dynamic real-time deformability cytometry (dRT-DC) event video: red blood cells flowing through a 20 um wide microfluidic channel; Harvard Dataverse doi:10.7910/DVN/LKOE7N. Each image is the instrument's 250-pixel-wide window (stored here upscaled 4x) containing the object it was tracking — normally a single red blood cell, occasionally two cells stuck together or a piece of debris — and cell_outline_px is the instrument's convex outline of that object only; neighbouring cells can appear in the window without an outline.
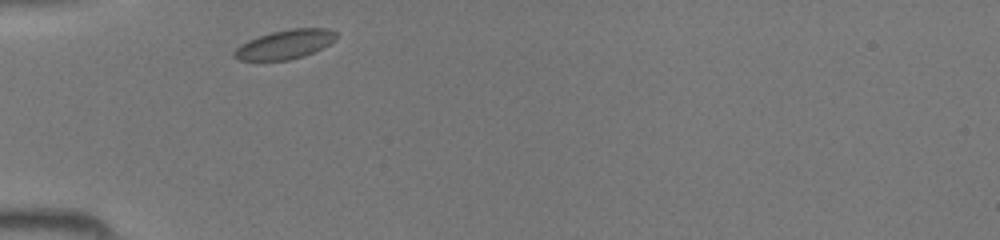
{"species": "common noctule bat (a hibernating species)", "species_latin": "Nyctalus noctula", "temperature_condition": "room temperature", "stored_images_in_passage": 26, "camera_frame_rate_fps": 3000, "um_per_image_px": 0.085, "animal": {"sex": "female", "body_mass_g": 19.5, "forearm_length_mm": 54.1}, "frame": {"image": 1, "passage_image": 1, "time_ms": 0.0, "image_size_px": [1000, 240], "cell_outline_px": [[336, 36], [328, 44], [304, 56], [288, 60], [240, 60], [232, 56], [232, 52], [240, 44], [248, 40], [272, 32], [292, 28], [328, 28], [336, 32]], "centroid_in_image_um": [24.18, 3.77], "position_along_channel_um": 60.8, "area_um2": 17.05}}
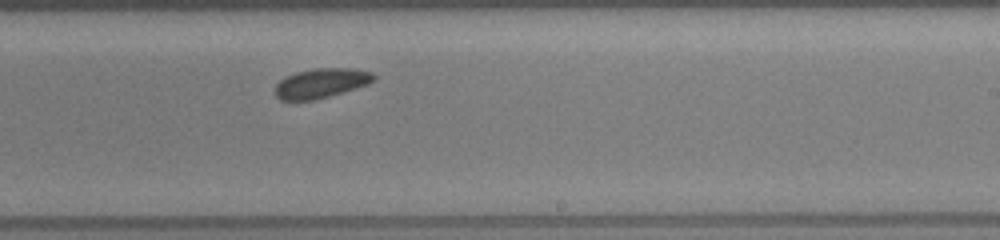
{"frame": {"image": 2, "passage_image": 15, "time_ms": 4.667, "image_size_px": [1000, 240], "cell_outline_px": [[376, 80], [368, 84], [316, 100], [280, 100], [276, 96], [276, 84], [280, 80], [296, 72], [316, 68], [352, 68], [372, 72], [376, 76]], "centroid_in_image_um": [27.33, 7.06], "position_along_channel_um": 261.7, "area_um2": 16.94}}
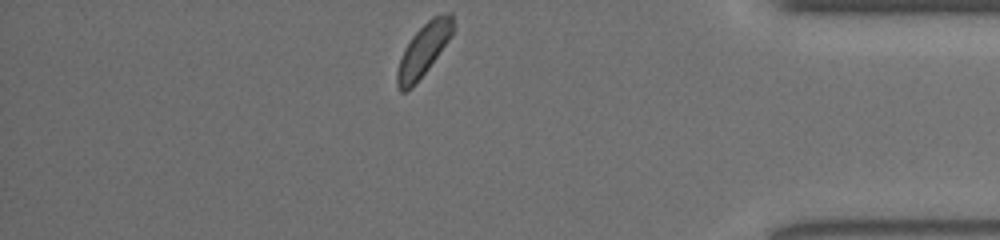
{"frame": {"image": 3, "passage_image": 26, "time_ms": 8.333, "image_size_px": [1000, 240], "cell_outline_px": [[456, 28], [448, 40], [428, 68], [412, 88], [404, 92], [400, 92], [396, 84], [396, 72], [400, 60], [412, 36], [432, 16], [448, 12], [452, 12]], "centroid_in_image_um": [36.03, 4.22], "position_along_channel_um": 399.2, "area_um2": 16.82}}